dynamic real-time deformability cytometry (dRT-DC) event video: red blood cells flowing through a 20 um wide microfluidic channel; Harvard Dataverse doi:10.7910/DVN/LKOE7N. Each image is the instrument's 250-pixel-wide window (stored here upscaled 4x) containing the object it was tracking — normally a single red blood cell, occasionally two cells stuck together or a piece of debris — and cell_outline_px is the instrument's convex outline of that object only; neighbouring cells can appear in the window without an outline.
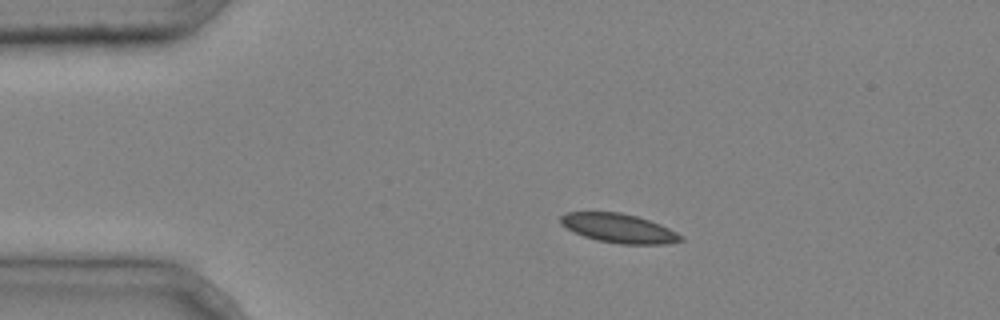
{"species": "common noctule bat (a hibernating species)", "species_latin": "Nyctalus noctula", "temperature_condition": "cold", "stored_images_in_passage": 3, "camera_frame_rate_fps": 3000, "um_per_image_px": 0.085, "animal": {"sex": "male", "body_mass_g": 20.4}, "frame": {"image": 1, "passage_image": 2, "time_ms": 0.333, "image_size_px": [1000, 320], "cell_outline_px": [[684, 240], [668, 244], [620, 244], [596, 240], [584, 236], [560, 224], [560, 216], [564, 212], [620, 212], [636, 216], [660, 224], [684, 236]], "centroid_in_image_um": [52.61, 19.4], "position_along_channel_um": 32.4, "area_um2": 20.35}}